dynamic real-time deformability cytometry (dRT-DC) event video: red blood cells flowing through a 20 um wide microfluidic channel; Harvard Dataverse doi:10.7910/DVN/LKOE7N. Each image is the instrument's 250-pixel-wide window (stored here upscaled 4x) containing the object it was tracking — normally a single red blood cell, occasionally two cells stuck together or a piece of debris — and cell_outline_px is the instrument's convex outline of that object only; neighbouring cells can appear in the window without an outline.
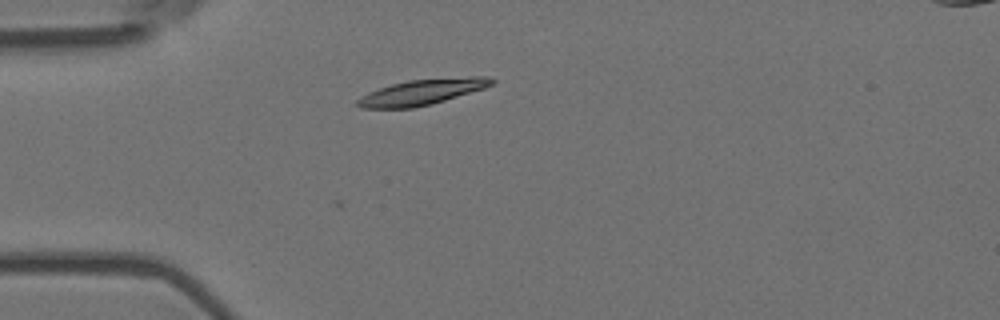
{"species": "Egyptian fruit bat (a non-hibernating species)", "species_latin": "Rousettus aegyptiacus", "temperature_condition": "room temperature", "stored_images_in_passage": 3, "camera_frame_rate_fps": 3000, "um_per_image_px": 0.085, "animal": {"sex": "female"}, "frame": {"image": 1, "passage_image": 3, "time_ms": 0.667, "image_size_px": [1000, 320], "cell_outline_px": [[496, 80], [492, 84], [484, 88], [432, 104], [412, 108], [360, 108], [356, 104], [356, 100], [360, 96], [368, 92], [392, 84], [408, 80], [472, 76], [488, 76]], "centroid_in_image_um": [35.86, 7.82], "position_along_channel_um": 49.1, "area_um2": 20.0}}